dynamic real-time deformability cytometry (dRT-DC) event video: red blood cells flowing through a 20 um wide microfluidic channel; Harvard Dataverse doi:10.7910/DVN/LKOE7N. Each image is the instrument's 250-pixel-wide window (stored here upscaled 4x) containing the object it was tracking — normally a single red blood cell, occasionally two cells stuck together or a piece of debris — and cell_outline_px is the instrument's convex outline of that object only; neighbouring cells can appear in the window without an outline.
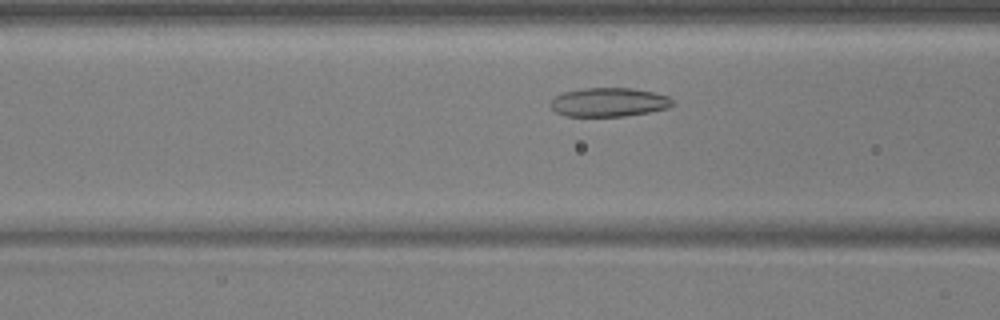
{"species": "common noctule bat (a hibernating species)", "species_latin": "Nyctalus noctula", "temperature_condition": "warm", "stored_images_in_passage": 22, "camera_frame_rate_fps": 3000, "um_per_image_px": 0.085, "animal": {"sex": "male", "body_mass_g": 17.9, "forearm_length_mm": 54.2}, "frame": {"image": 1, "passage_image": 10, "time_ms": 3.0, "image_size_px": [1000, 320], "cell_outline_px": [[676, 104], [668, 108], [648, 112], [624, 116], [564, 116], [556, 112], [548, 104], [556, 96], [564, 92], [584, 88], [632, 88], [652, 92], [668, 96]], "centroid_in_image_um": [51.75, 8.69], "position_along_channel_um": 114.8, "area_um2": 20.52}}
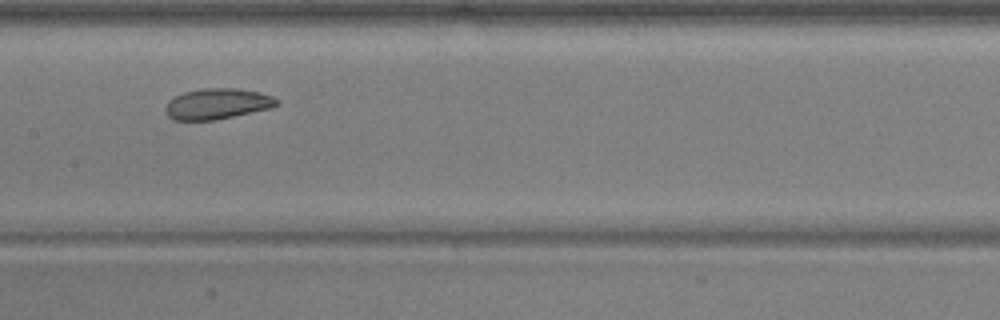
{"frame": {"image": 2, "passage_image": 16, "time_ms": 5.0, "image_size_px": [1000, 320], "cell_outline_px": [[280, 104], [272, 108], [216, 120], [172, 120], [164, 112], [164, 108], [168, 100], [184, 92], [204, 88], [236, 88], [260, 92], [272, 96], [280, 100]], "centroid_in_image_um": [18.48, 8.83], "position_along_channel_um": 188.9, "area_um2": 20.23}}
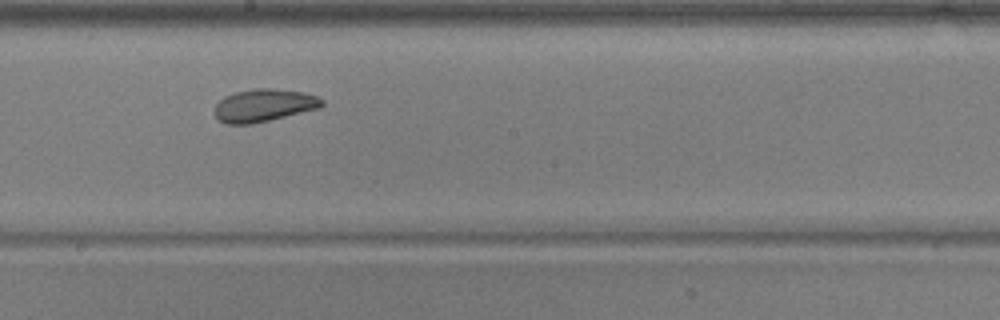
{"frame": {"image": 3, "passage_image": 19, "time_ms": 6.0, "image_size_px": [1000, 320], "cell_outline_px": [[324, 104], [320, 108], [252, 124], [228, 124], [220, 120], [212, 112], [216, 104], [224, 96], [236, 92], [256, 88], [272, 88], [304, 92], [316, 96], [324, 100]], "centroid_in_image_um": [22.42, 8.95], "position_along_channel_um": 225.8, "area_um2": 20.46}}